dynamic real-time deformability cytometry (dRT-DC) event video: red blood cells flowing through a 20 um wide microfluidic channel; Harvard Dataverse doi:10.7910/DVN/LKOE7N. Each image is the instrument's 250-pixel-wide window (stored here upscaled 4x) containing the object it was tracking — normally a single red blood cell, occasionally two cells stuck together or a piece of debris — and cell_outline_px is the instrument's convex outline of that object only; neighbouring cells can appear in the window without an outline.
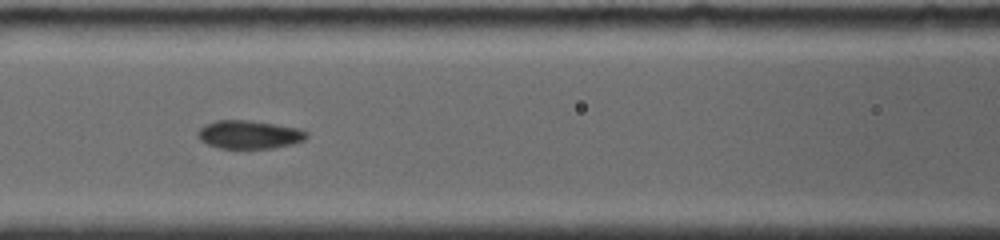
{"species": "common noctule bat (a hibernating species)", "species_latin": "Nyctalus noctula", "temperature_condition": "room temperature", "stored_images_in_passage": 15, "segment_of_instrument_passage": [1, 2], "camera_frame_rate_fps": 4000, "um_per_image_px": 0.085, "animal": {"sex": "female", "body_mass_g": 19.0, "forearm_length_mm": 56.7}, "frame": {"image": 1, "passage_image": 11, "time_ms": 7.0, "image_size_px": [1000, 240], "cell_outline_px": [[308, 136], [304, 140], [292, 144], [276, 148], [220, 148], [208, 144], [200, 140], [196, 136], [196, 132], [200, 128], [216, 120], [244, 120], [276, 124], [300, 128], [308, 132]], "centroid_in_image_um": [21.2, 11.44], "position_along_channel_um": 145.4, "area_um2": 17.98}}
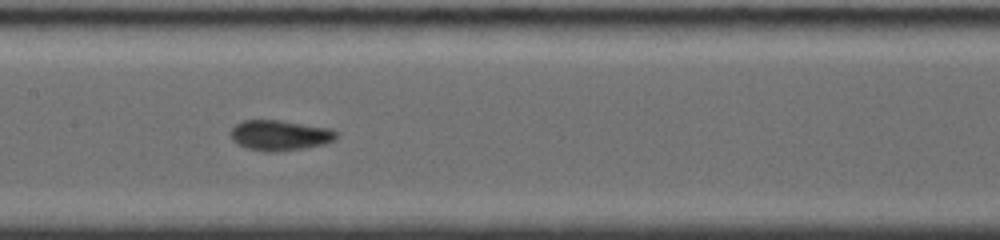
{"frame": {"image": 2, "passage_image": 13, "time_ms": 8.0, "image_size_px": [1000, 240], "cell_outline_px": [[336, 140], [324, 144], [304, 148], [272, 152], [264, 152], [248, 148], [236, 144], [232, 140], [232, 128], [236, 124], [244, 120], [280, 120], [328, 128], [336, 132]], "centroid_in_image_um": [23.77, 11.51], "position_along_channel_um": 183.6, "area_um2": 18.55}}